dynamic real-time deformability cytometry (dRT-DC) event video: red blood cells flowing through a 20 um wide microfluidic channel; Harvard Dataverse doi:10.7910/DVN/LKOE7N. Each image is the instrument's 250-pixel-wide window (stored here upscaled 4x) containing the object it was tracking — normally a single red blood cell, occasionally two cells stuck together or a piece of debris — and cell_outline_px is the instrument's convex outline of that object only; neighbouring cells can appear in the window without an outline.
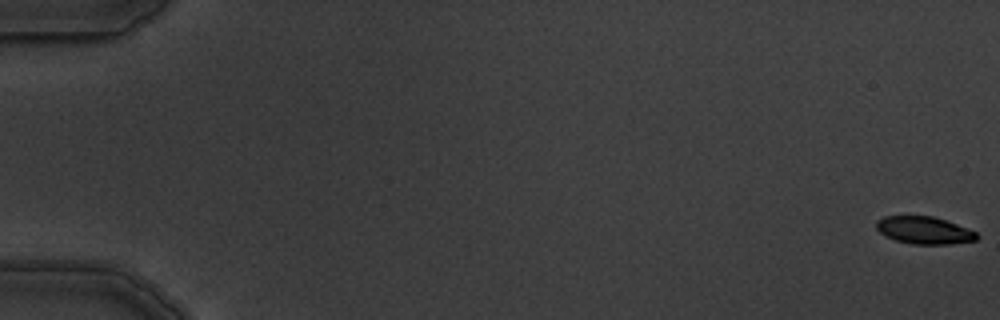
{"species": "common noctule bat (a hibernating species)", "species_latin": "Nyctalus noctula", "temperature_condition": "warm", "stored_images_in_passage": 4, "camera_frame_rate_fps": 3000, "um_per_image_px": 0.085, "animal": {"sex": "male", "body_mass_g": 19.5, "forearm_length_mm": 54.6}, "frame": {"image": 1, "passage_image": 1, "time_ms": 0.0, "image_size_px": [1000, 320], "cell_outline_px": [[980, 236], [976, 240], [948, 244], [912, 244], [896, 240], [884, 236], [876, 228], [876, 220], [884, 216], [932, 216], [956, 224], [976, 232]], "centroid_in_image_um": [78.53, 19.57], "position_along_channel_um": 6.5, "area_um2": 15.95}}